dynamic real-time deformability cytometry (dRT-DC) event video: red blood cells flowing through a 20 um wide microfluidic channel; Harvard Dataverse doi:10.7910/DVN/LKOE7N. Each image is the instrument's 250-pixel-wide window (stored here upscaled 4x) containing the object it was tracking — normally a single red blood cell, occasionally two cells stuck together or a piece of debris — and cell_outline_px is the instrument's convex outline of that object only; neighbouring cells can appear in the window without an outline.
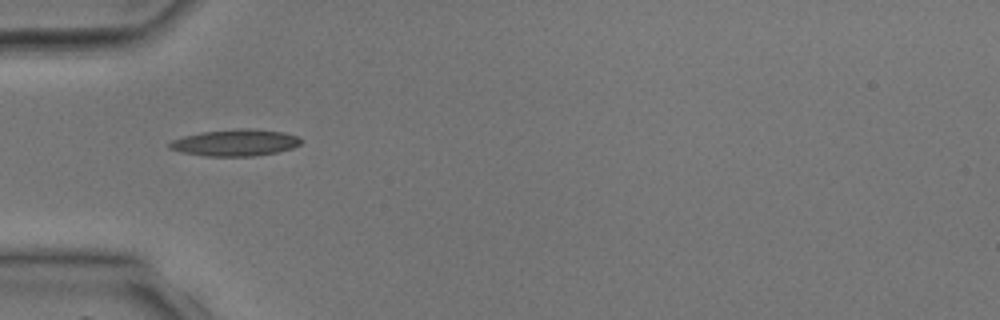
{"species": "common noctule bat (a hibernating species)", "species_latin": "Nyctalus noctula", "temperature_condition": "room temperature", "stored_images_in_passage": 25, "camera_frame_rate_fps": 3000, "um_per_image_px": 0.085, "animal": {"sex": "male", "body_mass_g": 17.9, "forearm_length_mm": 54.2}, "frame": {"image": 1, "passage_image": 1, "time_ms": 0.0, "image_size_px": [1000, 320], "cell_outline_px": [[304, 140], [300, 144], [292, 148], [276, 152], [256, 156], [204, 156], [180, 152], [168, 148], [168, 144], [172, 140], [184, 136], [204, 132], [240, 128], [252, 128], [284, 132], [296, 136]], "centroid_in_image_um": [20.0, 12.13], "position_along_channel_um": 65.0, "area_um2": 20.46}}
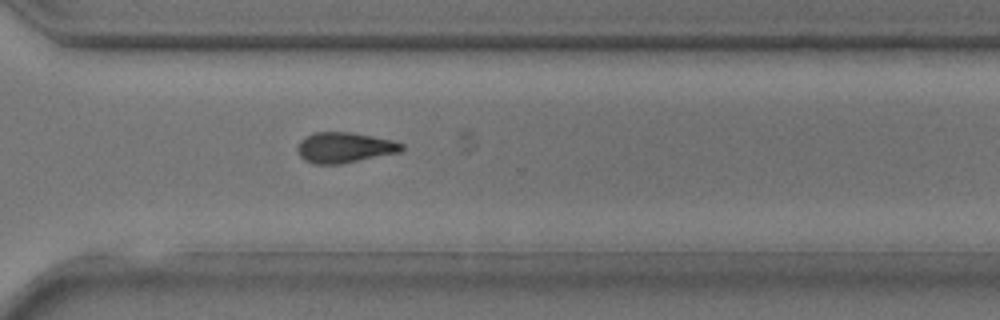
{"frame": {"image": 2, "passage_image": 17, "time_ms": 5.333, "image_size_px": [1000, 320], "cell_outline_px": [[404, 148], [400, 152], [340, 164], [312, 164], [304, 160], [300, 156], [296, 148], [300, 140], [304, 136], [316, 132], [352, 132], [392, 140], [404, 144]], "centroid_in_image_um": [29.25, 12.54], "position_along_channel_um": 341.3, "area_um2": 18.61}}
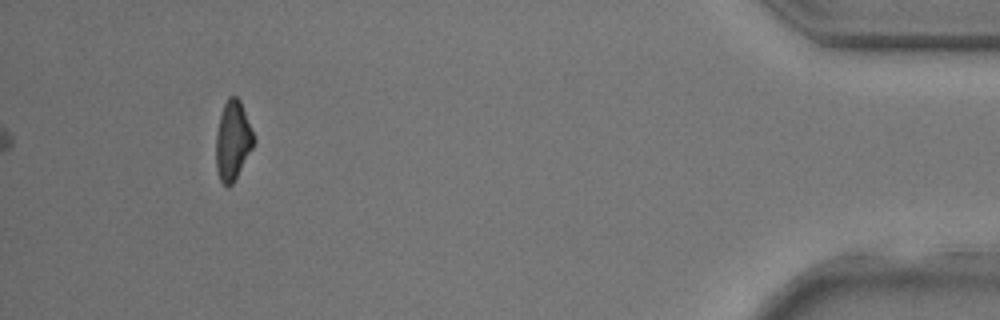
{"frame": {"image": 3, "passage_image": 25, "time_ms": 8.0, "image_size_px": [1000, 320], "cell_outline_px": [[256, 140], [252, 148], [232, 184], [224, 184], [220, 180], [216, 168], [216, 132], [220, 116], [224, 104], [228, 96], [236, 96], [240, 100]], "centroid_in_image_um": [19.78, 11.91], "position_along_channel_um": 415.4, "area_um2": 17.17}}